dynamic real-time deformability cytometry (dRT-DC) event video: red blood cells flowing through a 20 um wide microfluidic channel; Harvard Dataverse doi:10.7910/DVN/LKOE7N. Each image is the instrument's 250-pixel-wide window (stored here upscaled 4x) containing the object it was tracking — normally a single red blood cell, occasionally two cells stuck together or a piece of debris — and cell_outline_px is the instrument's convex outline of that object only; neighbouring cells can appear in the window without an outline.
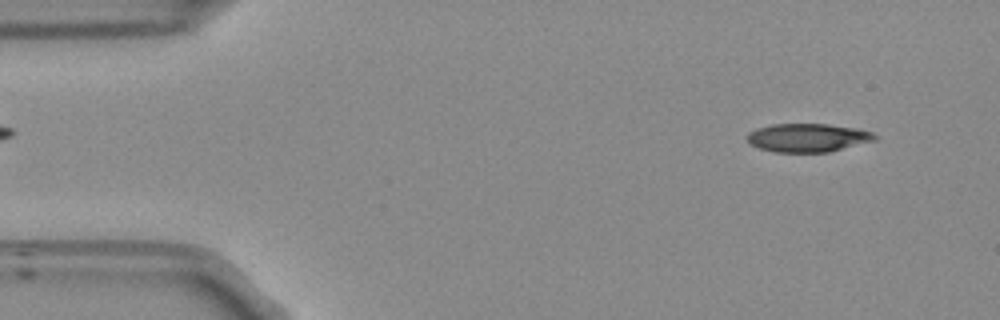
{"species": "Egyptian fruit bat (a non-hibernating species)", "species_latin": "Rousettus aegyptiacus", "temperature_condition": "room temperature", "stored_images_in_passage": 52, "camera_frame_rate_fps": 3000, "um_per_image_px": 0.085, "frame": {"image": 1, "passage_image": 4, "time_ms": 1.0, "image_size_px": [1000, 320], "cell_outline_px": [[880, 140], [828, 152], [772, 152], [760, 148], [752, 144], [744, 136], [748, 132], [756, 128], [772, 124], [828, 124], [856, 128], [872, 132]], "centroid_in_image_um": [68.68, 11.7], "position_along_channel_um": 16.3, "area_um2": 21.39}}
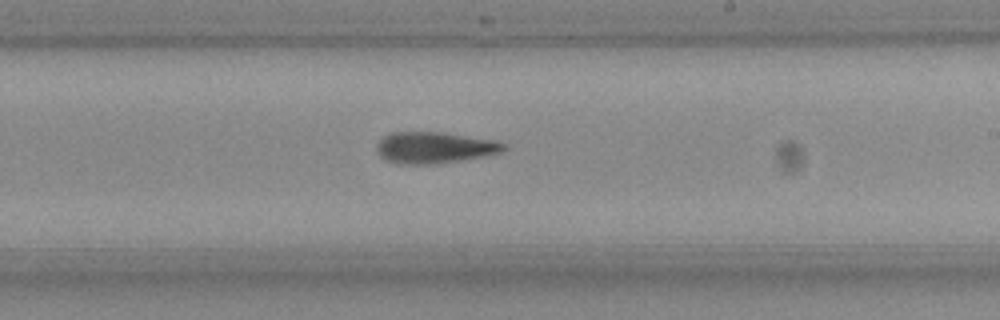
{"frame": {"image": 2, "passage_image": 30, "time_ms": 9.667, "image_size_px": [1000, 320], "cell_outline_px": [[508, 148], [500, 152], [484, 156], [428, 164], [400, 164], [388, 160], [380, 156], [376, 152], [376, 144], [384, 136], [392, 132], [444, 132], [496, 140], [508, 144]], "centroid_in_image_um": [36.94, 12.52], "position_along_channel_um": 252.1, "area_um2": 23.18}}
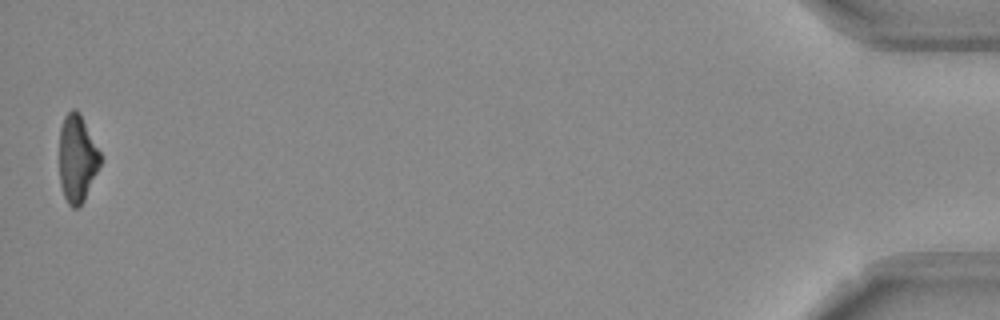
{"frame": {"image": 3, "passage_image": 52, "time_ms": 17.0, "image_size_px": [1000, 320], "cell_outline_px": [[104, 160], [84, 200], [76, 208], [72, 208], [68, 204], [64, 196], [60, 184], [60, 128], [64, 116], [72, 108], [76, 108], [80, 112]], "centroid_in_image_um": [6.58, 13.46], "position_along_channel_um": 428.6, "area_um2": 21.15}, "authors_computed_cell_mechanics": {"area_um2": 22.6865, "velocity_mm_per_s": 3.7695, "shape_relaxation_time_tau1_ms": 6.6522, "shape_relaxation_time_tau2_ms": null, "deformation_change_tau1": 0.2112, "deformation_change_tau2": null}}